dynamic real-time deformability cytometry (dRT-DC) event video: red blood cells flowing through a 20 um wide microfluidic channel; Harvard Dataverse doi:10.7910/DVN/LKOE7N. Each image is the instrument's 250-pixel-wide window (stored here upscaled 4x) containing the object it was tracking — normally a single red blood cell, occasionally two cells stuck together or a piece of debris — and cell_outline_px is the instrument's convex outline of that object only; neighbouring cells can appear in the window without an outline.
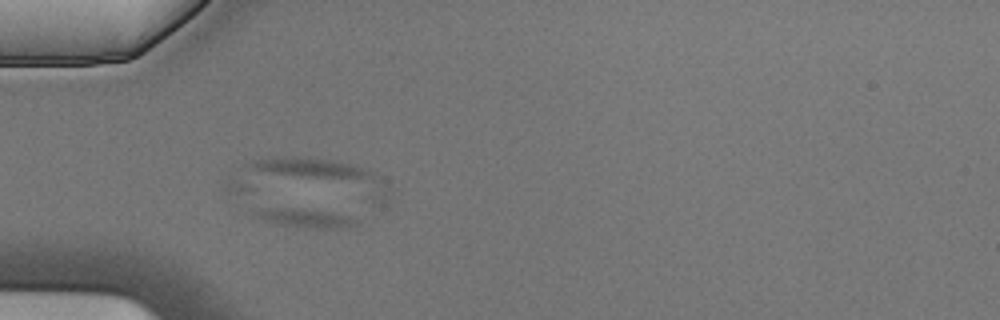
{"species": "Egyptian fruit bat (a non-hibernating species)", "species_latin": "Rousettus aegyptiacus", "temperature_condition": "cold", "stored_images_in_passage": 5, "segment_of_instrument_passage": [2, 2], "camera_frame_rate_fps": 3000, "um_per_image_px": 0.085, "animal": {"sex": "male"}, "frame": {"image": 1, "passage_image": 5, "time_ms": 1.333, "image_size_px": [1000, 320], "cell_outline_px": [[360, 220], [356, 224], [348, 228], [304, 228], [280, 224], [264, 220], [252, 216], [260, 208], [296, 208], [332, 212], [348, 216]], "centroid_in_image_um": [25.98, 18.54], "position_along_channel_um": 59.0, "area_um2": 11.1}}